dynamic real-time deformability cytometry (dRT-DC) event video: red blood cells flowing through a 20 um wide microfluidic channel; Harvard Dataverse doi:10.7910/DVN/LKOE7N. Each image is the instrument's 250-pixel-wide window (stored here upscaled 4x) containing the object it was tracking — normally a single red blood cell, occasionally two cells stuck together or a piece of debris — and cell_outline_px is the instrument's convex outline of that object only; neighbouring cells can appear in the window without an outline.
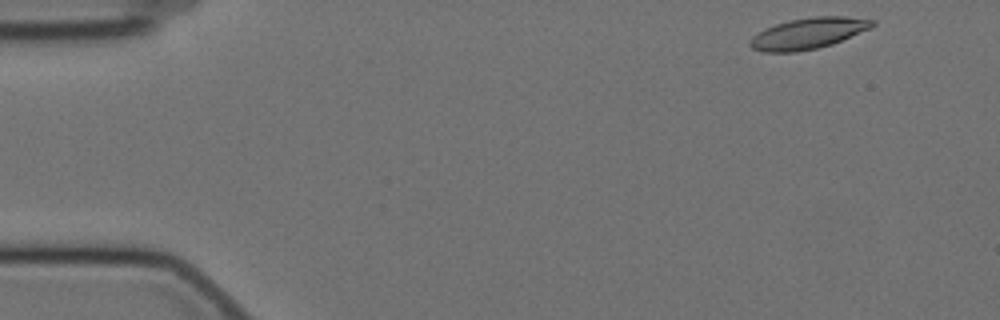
{"species": "Egyptian fruit bat (a non-hibernating species)", "species_latin": "Rousettus aegyptiacus", "temperature_condition": "cold", "stored_images_in_passage": 54, "camera_frame_rate_fps": 3000, "um_per_image_px": 0.085, "animal": {"sex": "female"}, "frame": {"image": 1, "passage_image": 1, "time_ms": 0.0, "image_size_px": [1000, 320], "cell_outline_px": [[876, 24], [872, 28], [832, 44], [816, 48], [796, 52], [764, 52], [752, 48], [748, 44], [748, 40], [752, 36], [764, 28], [788, 20], [812, 16], [844, 16], [876, 20]], "centroid_in_image_um": [68.69, 2.83], "position_along_channel_um": 16.3, "area_um2": 22.37}}
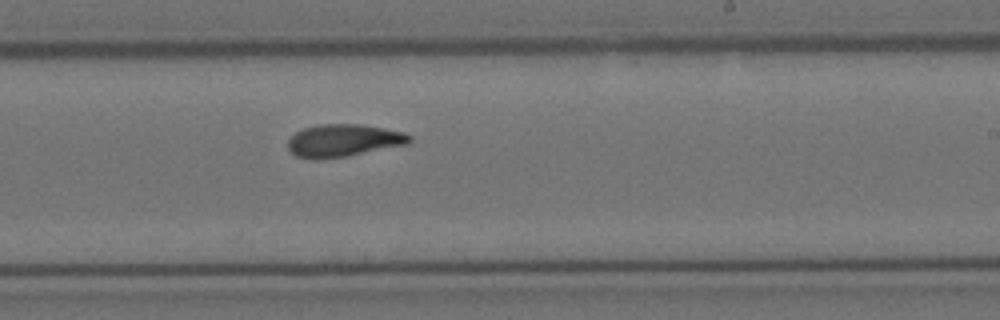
{"frame": {"image": 2, "passage_image": 31, "time_ms": 10.0, "image_size_px": [1000, 320], "cell_outline_px": [[412, 140], [408, 144], [348, 156], [312, 160], [296, 156], [288, 148], [288, 140], [296, 132], [304, 128], [320, 124], [360, 124], [384, 128], [404, 132], [412, 136]], "centroid_in_image_um": [29.21, 11.95], "position_along_channel_um": 259.8, "area_um2": 23.12}}
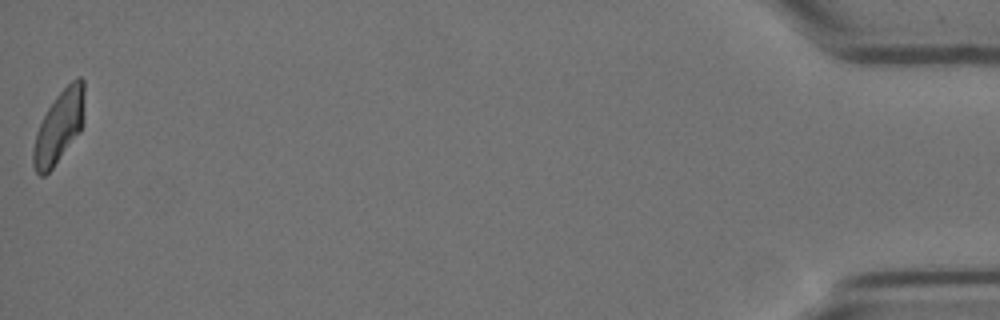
{"frame": {"image": 3, "passage_image": 54, "time_ms": 17.667, "image_size_px": [1000, 320], "cell_outline_px": [[84, 124], [80, 132], [52, 168], [44, 176], [40, 176], [36, 172], [32, 164], [32, 148], [36, 132], [48, 108], [56, 96], [76, 76], [80, 76], [84, 80]], "centroid_in_image_um": [5.03, 10.77], "position_along_channel_um": 430.2, "area_um2": 21.73}, "authors_computed_cell_mechanics": {"area_um2": 22.3108, "velocity_mm_per_s": 3.483, "shape_relaxation_time_tau1_ms": 11.0205, "shape_relaxation_time_tau2_ms": 3.7355, "deformation_change_tau1": 0.2479, "deformation_change_tau2": 0.105}}